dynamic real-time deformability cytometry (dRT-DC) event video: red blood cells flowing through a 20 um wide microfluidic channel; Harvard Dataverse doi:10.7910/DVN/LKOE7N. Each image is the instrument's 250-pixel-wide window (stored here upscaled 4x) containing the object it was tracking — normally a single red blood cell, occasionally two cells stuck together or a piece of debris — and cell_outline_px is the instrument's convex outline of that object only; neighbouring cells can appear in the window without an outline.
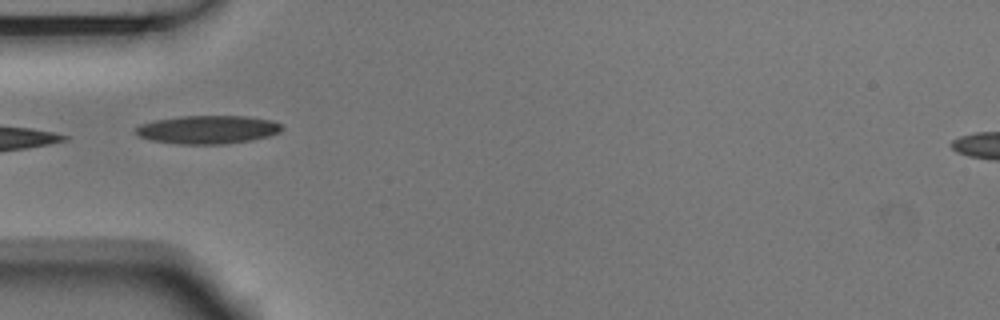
{"species": "Egyptian fruit bat (a non-hibernating species)", "species_latin": "Rousettus aegyptiacus", "temperature_condition": "room temperature", "stored_images_in_passage": 5, "camera_frame_rate_fps": 3000, "um_per_image_px": 0.085, "animal": {"sex": "male"}, "frame": {"image": 1, "passage_image": 3, "time_ms": 0.667, "image_size_px": [1000, 320], "cell_outline_px": [[284, 128], [280, 132], [268, 136], [252, 140], [224, 144], [180, 144], [152, 140], [140, 136], [136, 132], [136, 128], [140, 124], [156, 120], [184, 116], [248, 116], [272, 120], [280, 124]], "centroid_in_image_um": [17.71, 11.01], "position_along_channel_um": 67.3, "area_um2": 23.99}}
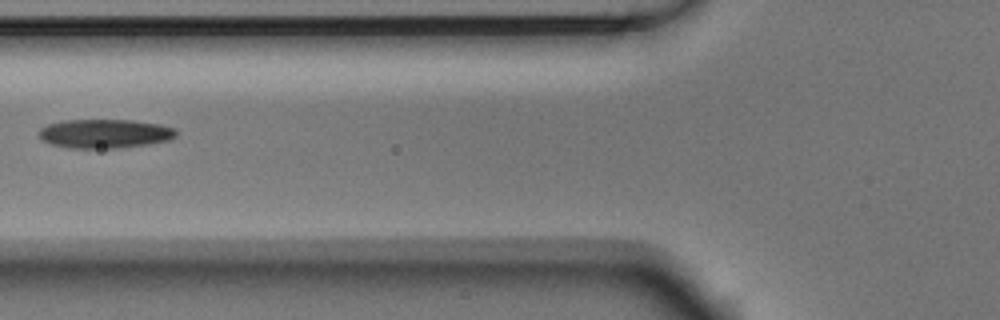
{"frame": {"image": 2, "passage_image": 4, "time_ms": 1.0, "image_size_px": [1000, 320], "cell_outline_px": [[176, 136], [168, 140], [148, 144], [116, 148], [68, 148], [52, 144], [40, 140], [40, 128], [48, 124], [64, 120], [132, 120], [160, 124], [176, 128]], "centroid_in_image_um": [8.9, 11.35], "position_along_channel_um": 116.9, "area_um2": 23.18}}
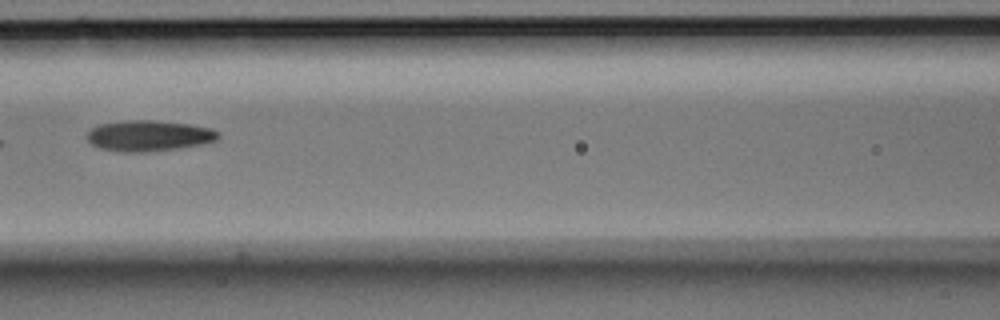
{"frame": {"image": 3, "passage_image": 5, "time_ms": 1.333, "image_size_px": [1000, 320], "cell_outline_px": [[220, 136], [216, 140], [200, 144], [180, 148], [148, 152], [120, 152], [100, 148], [92, 144], [88, 140], [88, 132], [92, 128], [100, 124], [132, 120], [152, 120], [188, 124], [212, 128], [220, 132]], "centroid_in_image_um": [12.68, 11.54], "position_along_channel_um": 153.9, "area_um2": 23.47}}